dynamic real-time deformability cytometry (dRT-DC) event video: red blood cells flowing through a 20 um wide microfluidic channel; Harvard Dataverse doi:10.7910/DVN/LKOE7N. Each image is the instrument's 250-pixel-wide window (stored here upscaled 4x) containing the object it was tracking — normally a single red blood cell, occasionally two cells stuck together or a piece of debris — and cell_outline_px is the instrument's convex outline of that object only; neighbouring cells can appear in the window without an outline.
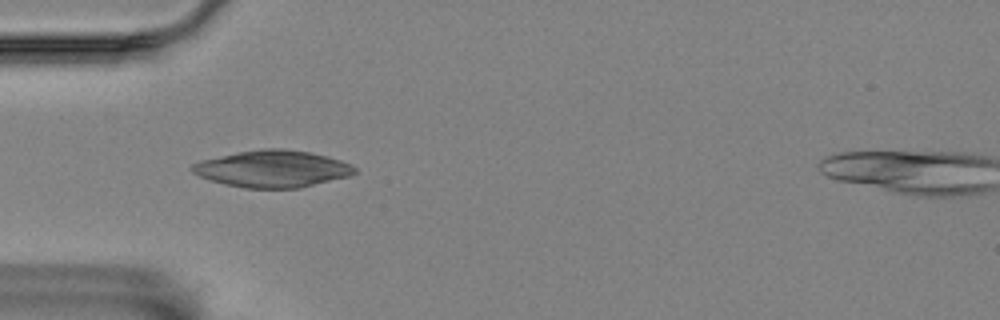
{"species": "Egyptian fruit bat (a non-hibernating species)", "species_latin": "Rousettus aegyptiacus", "temperature_condition": "room temperature", "stored_images_in_passage": 9, "camera_frame_rate_fps": 3000, "um_per_image_px": 0.085, "animal": {"sex": "female"}, "frame": {"image": 1, "passage_image": 3, "time_ms": 0.667, "image_size_px": [1000, 320], "cell_outline_px": [[356, 172], [352, 176], [300, 188], [244, 188], [224, 184], [200, 176], [192, 172], [192, 164], [200, 160], [240, 152], [264, 148], [284, 148], [312, 152], [328, 156], [352, 164], [356, 168]], "centroid_in_image_um": [23.23, 14.35], "position_along_channel_um": 61.8, "area_um2": 35.08}}
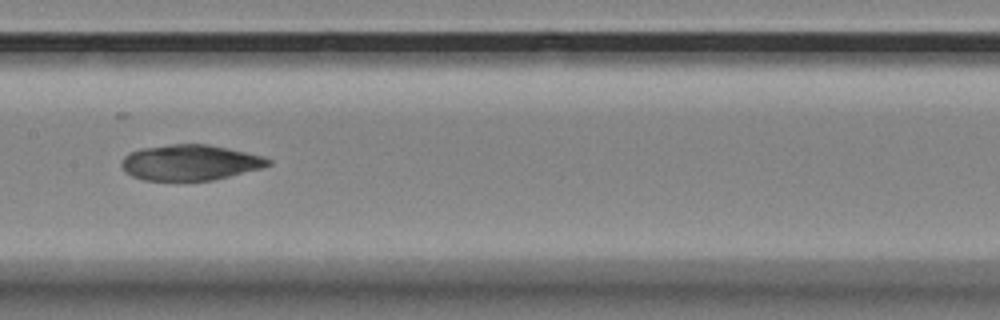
{"frame": {"image": 2, "passage_image": 6, "time_ms": 1.667, "image_size_px": [1000, 320], "cell_outline_px": [[272, 164], [260, 168], [212, 180], [144, 180], [132, 176], [120, 164], [124, 156], [140, 148], [172, 144], [208, 144], [228, 148], [264, 156], [272, 160]], "centroid_in_image_um": [16.17, 13.8], "position_along_channel_um": 191.2, "area_um2": 30.17}}
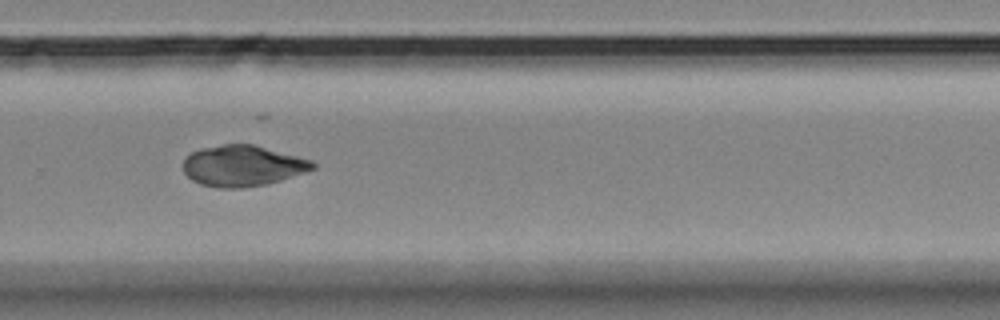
{"frame": {"image": 3, "passage_image": 9, "time_ms": 2.667, "image_size_px": [1000, 320], "cell_outline_px": [[316, 168], [268, 184], [244, 188], [216, 188], [200, 184], [192, 180], [184, 172], [184, 160], [192, 152], [200, 148], [224, 144], [252, 144], [312, 160], [316, 164]], "centroid_in_image_um": [20.61, 14.1], "position_along_channel_um": 309.2, "area_um2": 30.81}}